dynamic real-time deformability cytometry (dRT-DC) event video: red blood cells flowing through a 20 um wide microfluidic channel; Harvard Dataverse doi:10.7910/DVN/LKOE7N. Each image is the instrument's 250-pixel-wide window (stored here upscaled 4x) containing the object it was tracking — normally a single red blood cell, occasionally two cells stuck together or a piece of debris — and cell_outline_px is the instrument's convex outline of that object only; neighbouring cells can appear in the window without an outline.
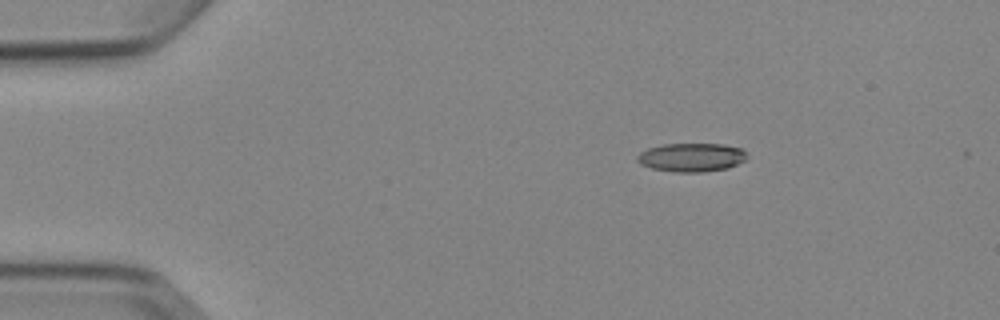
{"species": "Egyptian fruit bat (a non-hibernating species)", "species_latin": "Rousettus aegyptiacus", "temperature_condition": "cold", "stored_images_in_passage": 4, "camera_frame_rate_fps": 3000, "um_per_image_px": 0.085, "animal": {"sex": "female"}, "frame": {"image": 1, "passage_image": 2, "time_ms": 2.0, "image_size_px": [1000, 320], "cell_outline_px": [[748, 156], [744, 160], [728, 168], [704, 172], [676, 172], [652, 168], [640, 164], [636, 160], [636, 156], [640, 152], [648, 148], [664, 144], [724, 144], [740, 148]], "centroid_in_image_um": [58.75, 13.37], "position_along_channel_um": 26.3, "area_um2": 18.26}}